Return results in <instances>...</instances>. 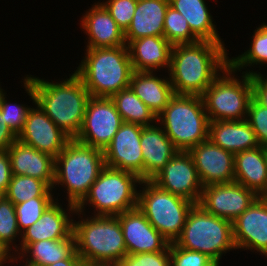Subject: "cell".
<instances>
[{
  "label": "cell",
  "mask_w": 267,
  "mask_h": 266,
  "mask_svg": "<svg viewBox=\"0 0 267 266\" xmlns=\"http://www.w3.org/2000/svg\"><path fill=\"white\" fill-rule=\"evenodd\" d=\"M25 75L22 78L24 89L46 115L71 139L81 131L86 106L91 98L82 80L73 72L59 82Z\"/></svg>",
  "instance_id": "6da1fadb"
},
{
  "label": "cell",
  "mask_w": 267,
  "mask_h": 266,
  "mask_svg": "<svg viewBox=\"0 0 267 266\" xmlns=\"http://www.w3.org/2000/svg\"><path fill=\"white\" fill-rule=\"evenodd\" d=\"M223 42L199 40L172 46L166 71L174 93L202 96L214 79L229 65Z\"/></svg>",
  "instance_id": "7a4b0ae2"
},
{
  "label": "cell",
  "mask_w": 267,
  "mask_h": 266,
  "mask_svg": "<svg viewBox=\"0 0 267 266\" xmlns=\"http://www.w3.org/2000/svg\"><path fill=\"white\" fill-rule=\"evenodd\" d=\"M73 72L93 97H111L129 87L134 72L127 45L86 48Z\"/></svg>",
  "instance_id": "3957f363"
},
{
  "label": "cell",
  "mask_w": 267,
  "mask_h": 266,
  "mask_svg": "<svg viewBox=\"0 0 267 266\" xmlns=\"http://www.w3.org/2000/svg\"><path fill=\"white\" fill-rule=\"evenodd\" d=\"M74 215L79 218L73 220V234L82 262L119 264L127 250L118 218L92 214L89 217L77 210Z\"/></svg>",
  "instance_id": "277c9868"
},
{
  "label": "cell",
  "mask_w": 267,
  "mask_h": 266,
  "mask_svg": "<svg viewBox=\"0 0 267 266\" xmlns=\"http://www.w3.org/2000/svg\"><path fill=\"white\" fill-rule=\"evenodd\" d=\"M104 167L103 150L71 139L55 158L52 189L65 188L67 202L77 206Z\"/></svg>",
  "instance_id": "5b68a950"
},
{
  "label": "cell",
  "mask_w": 267,
  "mask_h": 266,
  "mask_svg": "<svg viewBox=\"0 0 267 266\" xmlns=\"http://www.w3.org/2000/svg\"><path fill=\"white\" fill-rule=\"evenodd\" d=\"M209 118L202 96L175 94L157 116V123L178 151L188 152L208 140Z\"/></svg>",
  "instance_id": "8992f818"
},
{
  "label": "cell",
  "mask_w": 267,
  "mask_h": 266,
  "mask_svg": "<svg viewBox=\"0 0 267 266\" xmlns=\"http://www.w3.org/2000/svg\"><path fill=\"white\" fill-rule=\"evenodd\" d=\"M141 179L134 173L104 167L76 210L84 213L88 204L93 215L117 216L137 207L138 185ZM85 210V211H84Z\"/></svg>",
  "instance_id": "52a82bcc"
},
{
  "label": "cell",
  "mask_w": 267,
  "mask_h": 266,
  "mask_svg": "<svg viewBox=\"0 0 267 266\" xmlns=\"http://www.w3.org/2000/svg\"><path fill=\"white\" fill-rule=\"evenodd\" d=\"M174 243L181 248L204 253L219 263L222 255L236 251L232 221L206 212L199 204L190 210L183 230Z\"/></svg>",
  "instance_id": "ba28073f"
},
{
  "label": "cell",
  "mask_w": 267,
  "mask_h": 266,
  "mask_svg": "<svg viewBox=\"0 0 267 266\" xmlns=\"http://www.w3.org/2000/svg\"><path fill=\"white\" fill-rule=\"evenodd\" d=\"M240 74L241 79L228 65L205 90L202 98L209 121H242L247 118L253 98L252 75Z\"/></svg>",
  "instance_id": "9c48e42d"
},
{
  "label": "cell",
  "mask_w": 267,
  "mask_h": 266,
  "mask_svg": "<svg viewBox=\"0 0 267 266\" xmlns=\"http://www.w3.org/2000/svg\"><path fill=\"white\" fill-rule=\"evenodd\" d=\"M139 187L138 209L170 243L175 242L195 203L159 188L151 180H141Z\"/></svg>",
  "instance_id": "30bf717a"
},
{
  "label": "cell",
  "mask_w": 267,
  "mask_h": 266,
  "mask_svg": "<svg viewBox=\"0 0 267 266\" xmlns=\"http://www.w3.org/2000/svg\"><path fill=\"white\" fill-rule=\"evenodd\" d=\"M122 123L121 115L110 97L91 96L86 106L81 131L75 140L104 151Z\"/></svg>",
  "instance_id": "8fae6325"
},
{
  "label": "cell",
  "mask_w": 267,
  "mask_h": 266,
  "mask_svg": "<svg viewBox=\"0 0 267 266\" xmlns=\"http://www.w3.org/2000/svg\"><path fill=\"white\" fill-rule=\"evenodd\" d=\"M151 181L159 188L195 204L200 201L203 185L188 152L178 151Z\"/></svg>",
  "instance_id": "7c38bea8"
},
{
  "label": "cell",
  "mask_w": 267,
  "mask_h": 266,
  "mask_svg": "<svg viewBox=\"0 0 267 266\" xmlns=\"http://www.w3.org/2000/svg\"><path fill=\"white\" fill-rule=\"evenodd\" d=\"M258 197L254 191L234 181L204 186L198 204L212 215L233 221Z\"/></svg>",
  "instance_id": "4fadbf2b"
},
{
  "label": "cell",
  "mask_w": 267,
  "mask_h": 266,
  "mask_svg": "<svg viewBox=\"0 0 267 266\" xmlns=\"http://www.w3.org/2000/svg\"><path fill=\"white\" fill-rule=\"evenodd\" d=\"M144 127L123 122L111 143L104 149L105 166L128 171L144 180L143 156L140 145Z\"/></svg>",
  "instance_id": "5bb4252c"
},
{
  "label": "cell",
  "mask_w": 267,
  "mask_h": 266,
  "mask_svg": "<svg viewBox=\"0 0 267 266\" xmlns=\"http://www.w3.org/2000/svg\"><path fill=\"white\" fill-rule=\"evenodd\" d=\"M236 249L257 251L267 257V199L258 197L232 221Z\"/></svg>",
  "instance_id": "9a60e30c"
},
{
  "label": "cell",
  "mask_w": 267,
  "mask_h": 266,
  "mask_svg": "<svg viewBox=\"0 0 267 266\" xmlns=\"http://www.w3.org/2000/svg\"><path fill=\"white\" fill-rule=\"evenodd\" d=\"M35 106L28 111L24 128L17 139L56 158L71 138L37 104Z\"/></svg>",
  "instance_id": "2e32d148"
},
{
  "label": "cell",
  "mask_w": 267,
  "mask_h": 266,
  "mask_svg": "<svg viewBox=\"0 0 267 266\" xmlns=\"http://www.w3.org/2000/svg\"><path fill=\"white\" fill-rule=\"evenodd\" d=\"M188 153L203 187L234 182V153L213 144L209 139L194 146Z\"/></svg>",
  "instance_id": "e0dca14e"
},
{
  "label": "cell",
  "mask_w": 267,
  "mask_h": 266,
  "mask_svg": "<svg viewBox=\"0 0 267 266\" xmlns=\"http://www.w3.org/2000/svg\"><path fill=\"white\" fill-rule=\"evenodd\" d=\"M121 224L127 254L165 251L170 242L147 220L138 207L116 216Z\"/></svg>",
  "instance_id": "ac0fdd59"
},
{
  "label": "cell",
  "mask_w": 267,
  "mask_h": 266,
  "mask_svg": "<svg viewBox=\"0 0 267 266\" xmlns=\"http://www.w3.org/2000/svg\"><path fill=\"white\" fill-rule=\"evenodd\" d=\"M58 201L55 200L48 206L42 216L21 233L19 253L30 243L64 239L73 232L74 218L72 216L76 211V206L67 203L66 208H63V204Z\"/></svg>",
  "instance_id": "d6986e66"
},
{
  "label": "cell",
  "mask_w": 267,
  "mask_h": 266,
  "mask_svg": "<svg viewBox=\"0 0 267 266\" xmlns=\"http://www.w3.org/2000/svg\"><path fill=\"white\" fill-rule=\"evenodd\" d=\"M82 16L80 27L87 35L86 48L126 45L124 31L99 1L95 2Z\"/></svg>",
  "instance_id": "ffe728a7"
},
{
  "label": "cell",
  "mask_w": 267,
  "mask_h": 266,
  "mask_svg": "<svg viewBox=\"0 0 267 266\" xmlns=\"http://www.w3.org/2000/svg\"><path fill=\"white\" fill-rule=\"evenodd\" d=\"M7 153L13 175L35 177L53 188L55 158L18 139L8 148Z\"/></svg>",
  "instance_id": "44dd1931"
},
{
  "label": "cell",
  "mask_w": 267,
  "mask_h": 266,
  "mask_svg": "<svg viewBox=\"0 0 267 266\" xmlns=\"http://www.w3.org/2000/svg\"><path fill=\"white\" fill-rule=\"evenodd\" d=\"M140 145L144 180H151L178 152L157 122L142 129Z\"/></svg>",
  "instance_id": "7402d4cb"
},
{
  "label": "cell",
  "mask_w": 267,
  "mask_h": 266,
  "mask_svg": "<svg viewBox=\"0 0 267 266\" xmlns=\"http://www.w3.org/2000/svg\"><path fill=\"white\" fill-rule=\"evenodd\" d=\"M127 47L134 71L161 72L165 67V71L169 70L172 45L164 36L141 37Z\"/></svg>",
  "instance_id": "603a6c76"
},
{
  "label": "cell",
  "mask_w": 267,
  "mask_h": 266,
  "mask_svg": "<svg viewBox=\"0 0 267 266\" xmlns=\"http://www.w3.org/2000/svg\"><path fill=\"white\" fill-rule=\"evenodd\" d=\"M169 0H138L132 21L124 32L126 45L147 36H163Z\"/></svg>",
  "instance_id": "cb8c5ba5"
},
{
  "label": "cell",
  "mask_w": 267,
  "mask_h": 266,
  "mask_svg": "<svg viewBox=\"0 0 267 266\" xmlns=\"http://www.w3.org/2000/svg\"><path fill=\"white\" fill-rule=\"evenodd\" d=\"M75 251V237L72 232L64 239L40 240L28 244L16 257H10L8 265H18L20 262L28 266H48L69 258Z\"/></svg>",
  "instance_id": "d4e9b609"
},
{
  "label": "cell",
  "mask_w": 267,
  "mask_h": 266,
  "mask_svg": "<svg viewBox=\"0 0 267 266\" xmlns=\"http://www.w3.org/2000/svg\"><path fill=\"white\" fill-rule=\"evenodd\" d=\"M156 74V72L134 71L129 87L157 117L175 93L169 77L162 78Z\"/></svg>",
  "instance_id": "484cf974"
},
{
  "label": "cell",
  "mask_w": 267,
  "mask_h": 266,
  "mask_svg": "<svg viewBox=\"0 0 267 266\" xmlns=\"http://www.w3.org/2000/svg\"><path fill=\"white\" fill-rule=\"evenodd\" d=\"M234 181L254 191L259 197L267 194V166L262 147L235 153Z\"/></svg>",
  "instance_id": "4316f807"
},
{
  "label": "cell",
  "mask_w": 267,
  "mask_h": 266,
  "mask_svg": "<svg viewBox=\"0 0 267 266\" xmlns=\"http://www.w3.org/2000/svg\"><path fill=\"white\" fill-rule=\"evenodd\" d=\"M208 139L232 153L259 147L255 132L248 121H210Z\"/></svg>",
  "instance_id": "83f0119b"
},
{
  "label": "cell",
  "mask_w": 267,
  "mask_h": 266,
  "mask_svg": "<svg viewBox=\"0 0 267 266\" xmlns=\"http://www.w3.org/2000/svg\"><path fill=\"white\" fill-rule=\"evenodd\" d=\"M169 3L186 18L191 32L199 40L224 42L213 23V15L205 0H169Z\"/></svg>",
  "instance_id": "f1b7e54d"
},
{
  "label": "cell",
  "mask_w": 267,
  "mask_h": 266,
  "mask_svg": "<svg viewBox=\"0 0 267 266\" xmlns=\"http://www.w3.org/2000/svg\"><path fill=\"white\" fill-rule=\"evenodd\" d=\"M110 98L113 100L123 122L137 124L143 127L154 125L157 122L155 114L130 87L120 90Z\"/></svg>",
  "instance_id": "f546056e"
},
{
  "label": "cell",
  "mask_w": 267,
  "mask_h": 266,
  "mask_svg": "<svg viewBox=\"0 0 267 266\" xmlns=\"http://www.w3.org/2000/svg\"><path fill=\"white\" fill-rule=\"evenodd\" d=\"M249 49L237 57L229 58V65L237 72L252 67L267 65V24L265 22L256 27L252 35ZM264 64V65H263ZM246 67V68H245ZM267 67V66H265Z\"/></svg>",
  "instance_id": "4dcf8cb0"
},
{
  "label": "cell",
  "mask_w": 267,
  "mask_h": 266,
  "mask_svg": "<svg viewBox=\"0 0 267 266\" xmlns=\"http://www.w3.org/2000/svg\"><path fill=\"white\" fill-rule=\"evenodd\" d=\"M53 189L44 181L25 175H12L4 196L14 205L32 198L54 196Z\"/></svg>",
  "instance_id": "1f68e13d"
},
{
  "label": "cell",
  "mask_w": 267,
  "mask_h": 266,
  "mask_svg": "<svg viewBox=\"0 0 267 266\" xmlns=\"http://www.w3.org/2000/svg\"><path fill=\"white\" fill-rule=\"evenodd\" d=\"M19 236L21 238L15 205L3 195L0 198V246L10 256L19 254V244L15 243L20 242Z\"/></svg>",
  "instance_id": "d6a6232c"
},
{
  "label": "cell",
  "mask_w": 267,
  "mask_h": 266,
  "mask_svg": "<svg viewBox=\"0 0 267 266\" xmlns=\"http://www.w3.org/2000/svg\"><path fill=\"white\" fill-rule=\"evenodd\" d=\"M163 36L172 46L199 41L191 32L186 18L170 5L165 14Z\"/></svg>",
  "instance_id": "836d02e7"
},
{
  "label": "cell",
  "mask_w": 267,
  "mask_h": 266,
  "mask_svg": "<svg viewBox=\"0 0 267 266\" xmlns=\"http://www.w3.org/2000/svg\"><path fill=\"white\" fill-rule=\"evenodd\" d=\"M55 200H58V196L57 198L55 196H41L16 204L15 211L19 231L22 233L32 226Z\"/></svg>",
  "instance_id": "e575fe53"
},
{
  "label": "cell",
  "mask_w": 267,
  "mask_h": 266,
  "mask_svg": "<svg viewBox=\"0 0 267 266\" xmlns=\"http://www.w3.org/2000/svg\"><path fill=\"white\" fill-rule=\"evenodd\" d=\"M6 94L0 84V111L2 117H4L7 126L18 137L24 128L26 117L31 107L25 103L17 104L7 101Z\"/></svg>",
  "instance_id": "d590c367"
},
{
  "label": "cell",
  "mask_w": 267,
  "mask_h": 266,
  "mask_svg": "<svg viewBox=\"0 0 267 266\" xmlns=\"http://www.w3.org/2000/svg\"><path fill=\"white\" fill-rule=\"evenodd\" d=\"M169 254L171 266H220L218 261L212 260L206 254L181 248L174 242L169 245Z\"/></svg>",
  "instance_id": "8d00e7d4"
},
{
  "label": "cell",
  "mask_w": 267,
  "mask_h": 266,
  "mask_svg": "<svg viewBox=\"0 0 267 266\" xmlns=\"http://www.w3.org/2000/svg\"><path fill=\"white\" fill-rule=\"evenodd\" d=\"M137 1L138 0H106L101 2L100 0L99 2L110 13L118 26L125 32L134 16Z\"/></svg>",
  "instance_id": "74e56055"
},
{
  "label": "cell",
  "mask_w": 267,
  "mask_h": 266,
  "mask_svg": "<svg viewBox=\"0 0 267 266\" xmlns=\"http://www.w3.org/2000/svg\"><path fill=\"white\" fill-rule=\"evenodd\" d=\"M246 120L255 132L260 147H267V108L252 98Z\"/></svg>",
  "instance_id": "f35d334b"
},
{
  "label": "cell",
  "mask_w": 267,
  "mask_h": 266,
  "mask_svg": "<svg viewBox=\"0 0 267 266\" xmlns=\"http://www.w3.org/2000/svg\"><path fill=\"white\" fill-rule=\"evenodd\" d=\"M120 266H171L169 247L165 251L127 254Z\"/></svg>",
  "instance_id": "ab89813d"
},
{
  "label": "cell",
  "mask_w": 267,
  "mask_h": 266,
  "mask_svg": "<svg viewBox=\"0 0 267 266\" xmlns=\"http://www.w3.org/2000/svg\"><path fill=\"white\" fill-rule=\"evenodd\" d=\"M258 71L246 69L242 73L252 75L253 98L262 106L267 108V81Z\"/></svg>",
  "instance_id": "60d3db41"
},
{
  "label": "cell",
  "mask_w": 267,
  "mask_h": 266,
  "mask_svg": "<svg viewBox=\"0 0 267 266\" xmlns=\"http://www.w3.org/2000/svg\"><path fill=\"white\" fill-rule=\"evenodd\" d=\"M12 168L10 164V158L7 150H0V193L5 194L7 192L11 177Z\"/></svg>",
  "instance_id": "b9f144b4"
},
{
  "label": "cell",
  "mask_w": 267,
  "mask_h": 266,
  "mask_svg": "<svg viewBox=\"0 0 267 266\" xmlns=\"http://www.w3.org/2000/svg\"><path fill=\"white\" fill-rule=\"evenodd\" d=\"M16 140L17 136L7 126L0 111V150H8Z\"/></svg>",
  "instance_id": "7bdbcfd3"
},
{
  "label": "cell",
  "mask_w": 267,
  "mask_h": 266,
  "mask_svg": "<svg viewBox=\"0 0 267 266\" xmlns=\"http://www.w3.org/2000/svg\"><path fill=\"white\" fill-rule=\"evenodd\" d=\"M82 263V259L79 257L77 251H75L69 258L57 261L48 266H82Z\"/></svg>",
  "instance_id": "ee69618b"
},
{
  "label": "cell",
  "mask_w": 267,
  "mask_h": 266,
  "mask_svg": "<svg viewBox=\"0 0 267 266\" xmlns=\"http://www.w3.org/2000/svg\"><path fill=\"white\" fill-rule=\"evenodd\" d=\"M82 266H120L119 264L82 263Z\"/></svg>",
  "instance_id": "f6af8a7d"
},
{
  "label": "cell",
  "mask_w": 267,
  "mask_h": 266,
  "mask_svg": "<svg viewBox=\"0 0 267 266\" xmlns=\"http://www.w3.org/2000/svg\"><path fill=\"white\" fill-rule=\"evenodd\" d=\"M11 256H0V266H6L5 264L9 262Z\"/></svg>",
  "instance_id": "bcb514c9"
},
{
  "label": "cell",
  "mask_w": 267,
  "mask_h": 266,
  "mask_svg": "<svg viewBox=\"0 0 267 266\" xmlns=\"http://www.w3.org/2000/svg\"><path fill=\"white\" fill-rule=\"evenodd\" d=\"M0 256H10V255L0 246Z\"/></svg>",
  "instance_id": "7dc6e473"
},
{
  "label": "cell",
  "mask_w": 267,
  "mask_h": 266,
  "mask_svg": "<svg viewBox=\"0 0 267 266\" xmlns=\"http://www.w3.org/2000/svg\"><path fill=\"white\" fill-rule=\"evenodd\" d=\"M264 154H265V160H266V166H267V147L263 148Z\"/></svg>",
  "instance_id": "c3c4849f"
},
{
  "label": "cell",
  "mask_w": 267,
  "mask_h": 266,
  "mask_svg": "<svg viewBox=\"0 0 267 266\" xmlns=\"http://www.w3.org/2000/svg\"><path fill=\"white\" fill-rule=\"evenodd\" d=\"M261 76L267 81V75L261 74Z\"/></svg>",
  "instance_id": "681fc988"
}]
</instances>
